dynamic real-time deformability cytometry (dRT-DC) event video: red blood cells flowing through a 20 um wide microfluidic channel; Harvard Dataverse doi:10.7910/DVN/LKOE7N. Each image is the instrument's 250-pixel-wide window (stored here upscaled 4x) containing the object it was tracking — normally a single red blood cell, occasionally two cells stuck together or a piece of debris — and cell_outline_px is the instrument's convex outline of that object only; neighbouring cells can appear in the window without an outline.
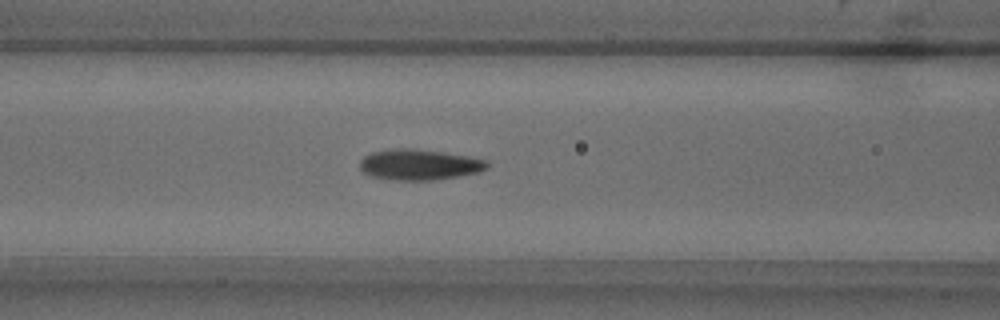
{"species": "common noctule bat (a hibernating species)", "species_latin": "Nyctalus noctula", "temperature_condition": "warm", "stored_images_in_passage": 38, "camera_frame_rate_fps": 3000, "um_per_image_px": 0.085, "animal": {"sex": "male", "body_mass_g": 18.8}, "frame": {"image": 1, "passage_image": 6, "time_ms": 1.667, "image_size_px": [1000, 320], "cell_outline_px": [[488, 168], [476, 172], [456, 176], [432, 180], [396, 180], [372, 176], [364, 172], [360, 168], [360, 160], [364, 156], [372, 152], [392, 148], [416, 148], [444, 152], [468, 156], [488, 160]], "centroid_in_image_um": [35.63, 13.97], "position_along_channel_um": 131.0, "area_um2": 22.72}}
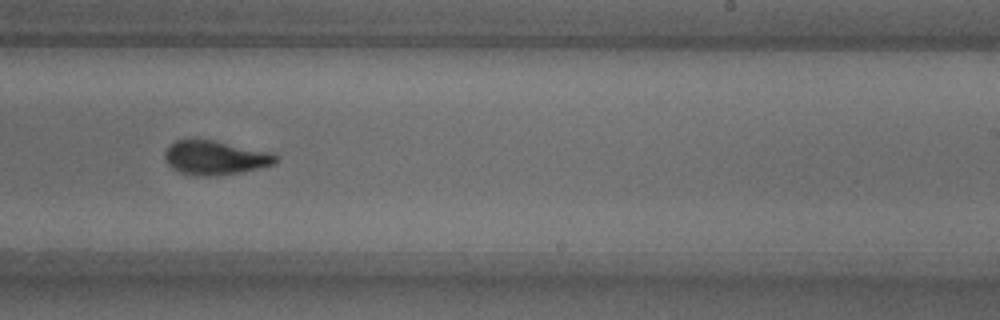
{"frame": {"image": 2, "passage_image": 17, "time_ms": 5.333, "image_size_px": [1000, 320], "cell_outline_px": [[280, 160], [276, 164], [244, 172], [212, 176], [196, 176], [180, 172], [172, 168], [168, 164], [164, 156], [164, 152], [168, 144], [176, 140], [212, 140], [272, 152], [280, 156]], "centroid_in_image_um": [18.34, 13.41], "position_along_channel_um": 270.7, "area_um2": 22.37}}
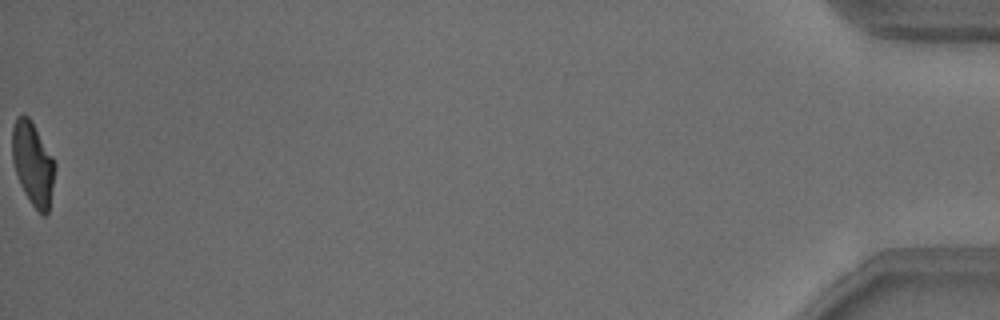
{"frame": {"image": 3, "passage_image": 38, "time_ms": 12.333, "image_size_px": [1000, 320], "cell_outline_px": [[56, 168], [48, 212], [44, 216], [32, 204], [24, 192], [20, 184], [12, 160], [12, 128], [16, 116], [28, 116], [32, 120], [52, 156], [56, 164]], "centroid_in_image_um": [2.79, 13.88], "position_along_channel_um": 432.4, "area_um2": 20.63}, "authors_computed_cell_mechanics": {"area_um2": 22.0796, "velocity_mm_per_s": 3.8227, "shape_relaxation_time_tau1_ms": 5.5764, "shape_relaxation_time_tau2_ms": 1.8502, "deformation_change_tau1": 0.1964, "deformation_change_tau2": 0.0764}}